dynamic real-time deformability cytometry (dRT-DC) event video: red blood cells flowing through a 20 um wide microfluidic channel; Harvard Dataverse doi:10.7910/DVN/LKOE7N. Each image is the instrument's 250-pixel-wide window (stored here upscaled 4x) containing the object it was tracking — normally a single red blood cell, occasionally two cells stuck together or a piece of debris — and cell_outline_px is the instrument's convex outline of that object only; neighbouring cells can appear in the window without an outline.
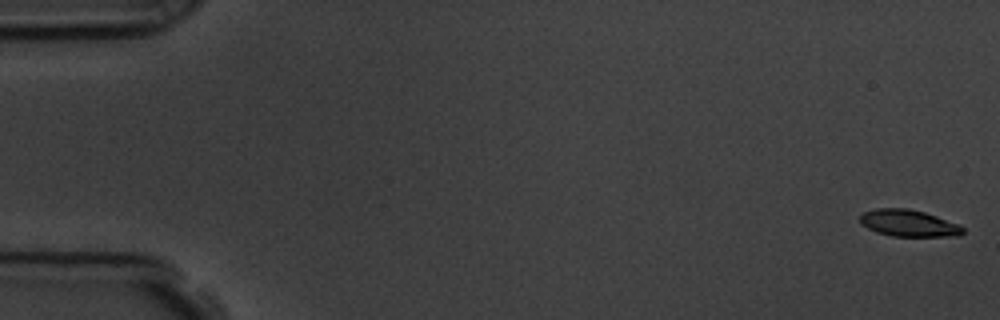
{"species": "common noctule bat (a hibernating species)", "species_latin": "Nyctalus noctula", "temperature_condition": "room temperature", "stored_images_in_passage": 58, "camera_frame_rate_fps": 3000, "um_per_image_px": 0.085, "animal": {"sex": "male", "body_mass_g": 19.5, "forearm_length_mm": 54.6}, "frame": {"image": 1, "passage_image": 1, "time_ms": 0.0, "image_size_px": [1000, 320], "cell_outline_px": [[964, 232], [960, 236], [892, 236], [876, 232], [860, 224], [860, 216], [864, 212], [876, 208], [908, 208], [924, 212], [960, 224], [964, 228]], "centroid_in_image_um": [77.24, 18.97], "position_along_channel_um": 7.8, "area_um2": 16.13}}
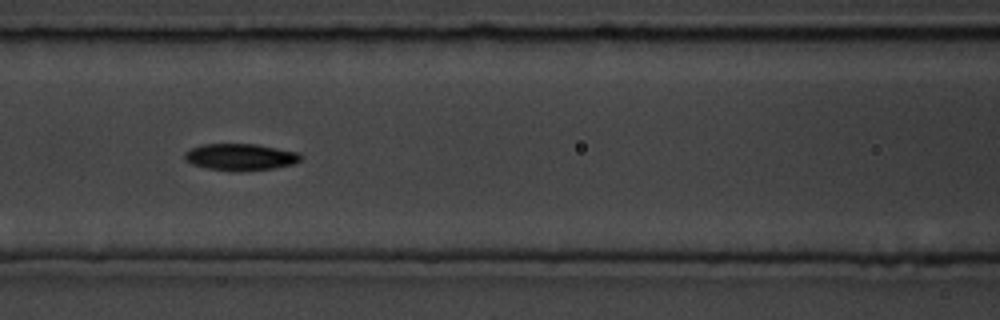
{"frame": {"image": 2, "passage_image": 25, "time_ms": 8.0, "image_size_px": [1000, 320], "cell_outline_px": [[304, 156], [300, 160], [292, 164], [272, 168], [208, 168], [192, 164], [184, 160], [184, 152], [200, 144], [256, 144], [300, 152]], "centroid_in_image_um": [20.44, 13.28], "position_along_channel_um": 146.2, "area_um2": 17.28}}
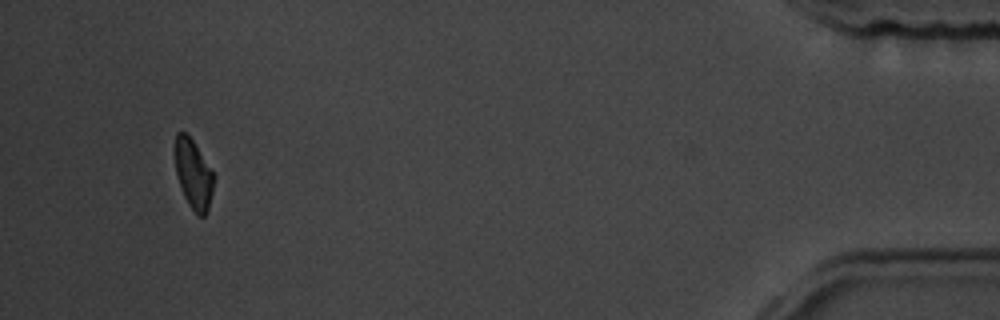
{"frame": {"image": 3, "passage_image": 54, "time_ms": 17.667, "image_size_px": [1000, 320], "cell_outline_px": [[216, 176], [208, 212], [204, 216], [196, 216], [188, 204], [184, 196], [176, 172], [176, 132], [188, 132]], "centroid_in_image_um": [16.48, 14.83], "position_along_channel_um": 418.7, "area_um2": 15.84}, "authors_computed_cell_mechanics": {"area_um2": 17.2244, "velocity_mm_per_s": 3.5918, "shape_relaxation_time_tau1_ms": 2.0055, "shape_relaxation_time_tau2_ms": 9.2715, "deformation_change_tau1": 0.1531, "deformation_change_tau2": 0.1455}}